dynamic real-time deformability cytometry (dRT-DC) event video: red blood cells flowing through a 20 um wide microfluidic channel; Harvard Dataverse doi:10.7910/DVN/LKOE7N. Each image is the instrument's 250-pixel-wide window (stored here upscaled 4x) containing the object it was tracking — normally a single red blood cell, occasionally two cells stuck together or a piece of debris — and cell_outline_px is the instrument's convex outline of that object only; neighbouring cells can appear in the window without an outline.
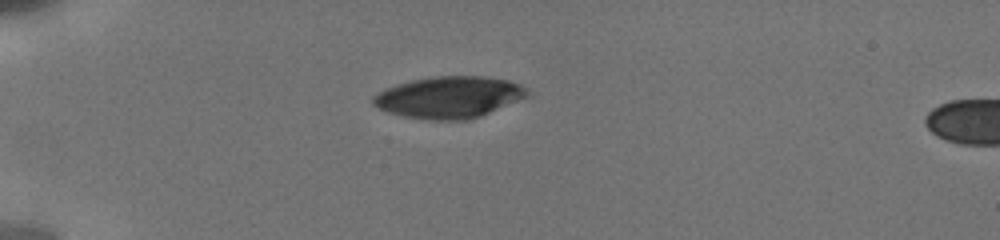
{"species": "human", "species_latin": "Homo sapiens", "temperature_condition": "cold", "stored_images_in_passage": 35, "camera_frame_rate_fps": 3000, "um_per_image_px": 0.085, "donor": {"sex": "male"}, "frame": {"image": 1, "passage_image": 1, "time_ms": 0.0, "image_size_px": [1000, 240], "cell_outline_px": [[532, 96], [480, 116], [468, 120], [428, 120], [404, 116], [388, 112], [376, 108], [372, 104], [372, 96], [384, 88], [396, 84], [412, 80], [432, 76], [484, 76], [508, 80], [520, 84]], "centroid_in_image_um": [38.16, 8.26], "position_along_channel_um": 46.8, "area_um2": 37.8}}
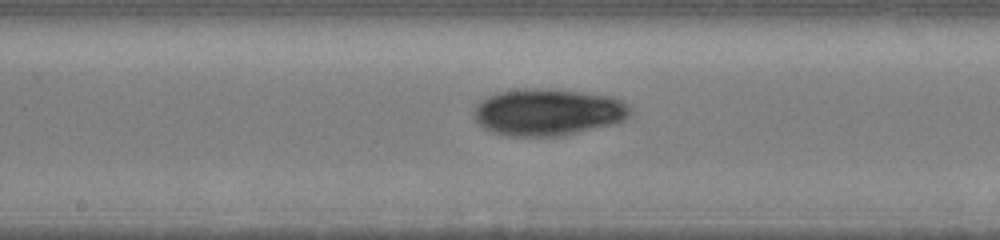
{"frame": {"image": 2, "passage_image": 16, "time_ms": 5.0, "image_size_px": [1000, 240], "cell_outline_px": [[632, 112], [624, 120], [616, 124], [560, 136], [512, 136], [492, 132], [484, 128], [472, 116], [476, 108], [488, 96], [500, 92], [536, 88], [580, 92], [616, 96], [628, 104]], "centroid_in_image_um": [46.65, 9.54], "position_along_channel_um": 201.6, "area_um2": 42.48}}
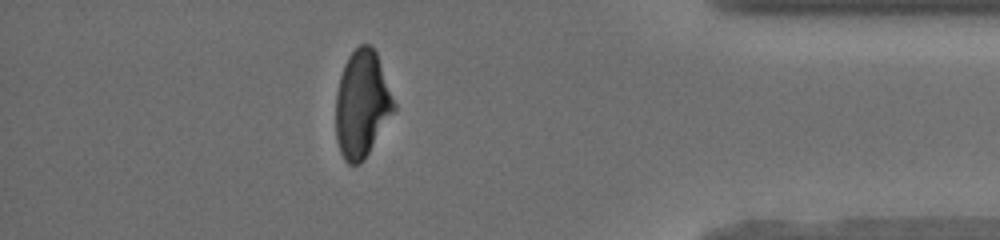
{"frame": {"image": 3, "passage_image": 30, "time_ms": 11.0, "image_size_px": [1000, 240], "cell_outline_px": [[396, 108], [364, 160], [360, 164], [348, 164], [344, 160], [340, 152], [336, 140], [336, 92], [340, 76], [344, 64], [348, 56], [360, 44], [368, 44], [376, 52], [396, 104]], "centroid_in_image_um": [30.75, 8.86], "position_along_channel_um": 404.4, "area_um2": 36.18}, "authors_computed_cell_mechanics": {"area_um2": 40.4022, "velocity_mm_per_s": 3.8402, "shape_relaxation_time_tau1_ms": 3.2463, "shape_relaxation_time_tau2_ms": null, "deformation_change_tau1": 0.124, "deformation_change_tau2": null}}